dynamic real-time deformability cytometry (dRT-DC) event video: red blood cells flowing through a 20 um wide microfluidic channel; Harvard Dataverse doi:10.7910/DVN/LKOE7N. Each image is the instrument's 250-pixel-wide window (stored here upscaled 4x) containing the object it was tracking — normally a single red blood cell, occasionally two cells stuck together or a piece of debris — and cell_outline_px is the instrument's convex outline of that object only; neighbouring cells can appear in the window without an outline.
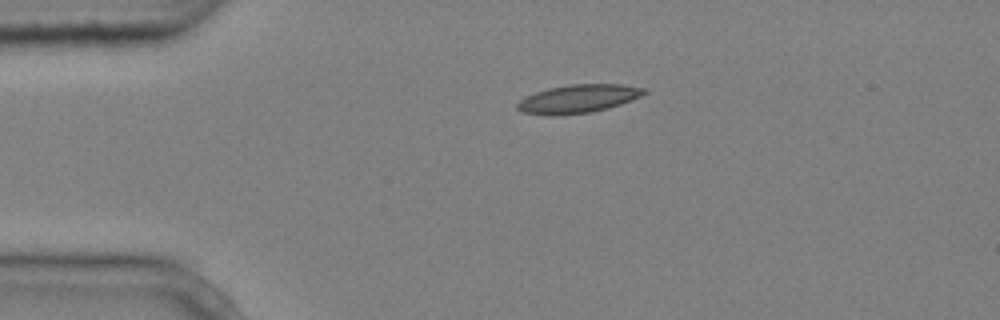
{"species": "common noctule bat (a hibernating species)", "species_latin": "Nyctalus noctula", "temperature_condition": "cold", "stored_images_in_passage": 2, "camera_frame_rate_fps": 3000, "um_per_image_px": 0.085, "animal": {"sex": "male", "body_mass_g": 20.4}, "frame": {"image": 1, "passage_image": 1, "time_ms": 0.0, "image_size_px": [1000, 320], "cell_outline_px": [[648, 92], [632, 100], [608, 108], [588, 112], [552, 116], [548, 116], [524, 112], [516, 108], [516, 104], [520, 100], [536, 92], [548, 88], [572, 84], [620, 84], [644, 88]], "centroid_in_image_um": [49.14, 8.39], "position_along_channel_um": 35.9, "area_um2": 20.75}}